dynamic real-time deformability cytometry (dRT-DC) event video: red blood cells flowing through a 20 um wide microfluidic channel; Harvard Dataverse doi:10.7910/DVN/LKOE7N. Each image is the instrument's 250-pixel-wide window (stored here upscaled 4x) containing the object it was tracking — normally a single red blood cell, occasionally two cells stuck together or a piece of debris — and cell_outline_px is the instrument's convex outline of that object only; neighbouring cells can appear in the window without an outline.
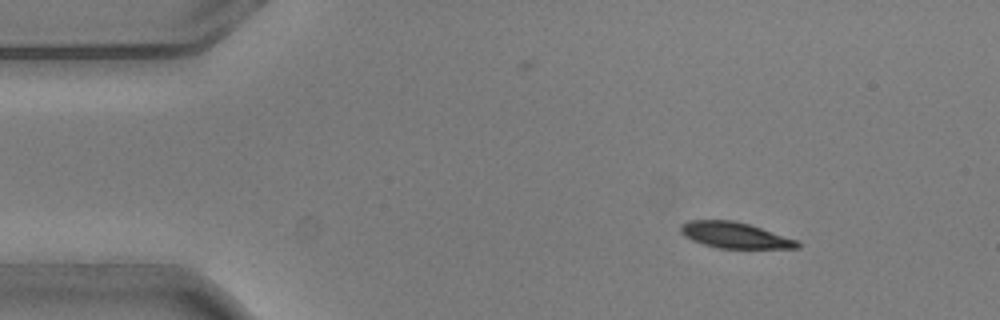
{"species": "common noctule bat (a hibernating species)", "species_latin": "Nyctalus noctula", "temperature_condition": "warm", "stored_images_in_passage": 3, "camera_frame_rate_fps": 3000, "um_per_image_px": 0.085, "animal": {"sex": "male", "body_mass_g": 20.5, "forearm_length_mm": 52.5}, "frame": {"image": 1, "passage_image": 1, "time_ms": 0.0, "image_size_px": [1000, 320], "cell_outline_px": [[800, 248], [716, 248], [692, 240], [684, 236], [680, 232], [680, 224], [688, 220], [732, 220], [748, 224], [800, 240]], "centroid_in_image_um": [62.46, 19.99], "position_along_channel_um": 22.5, "area_um2": 17.74}}